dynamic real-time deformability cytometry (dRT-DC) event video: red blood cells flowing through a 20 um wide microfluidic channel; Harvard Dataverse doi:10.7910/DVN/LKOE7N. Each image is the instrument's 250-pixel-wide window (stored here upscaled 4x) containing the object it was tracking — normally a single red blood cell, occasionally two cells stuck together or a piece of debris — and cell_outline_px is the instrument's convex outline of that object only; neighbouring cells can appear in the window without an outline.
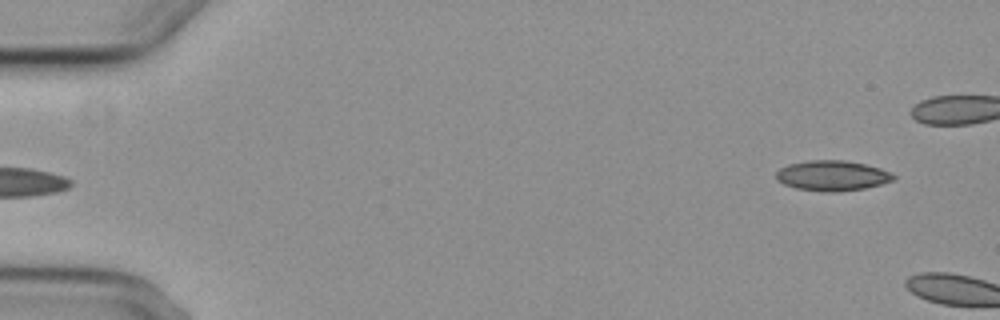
{"species": "common noctule bat (a hibernating species)", "species_latin": "Nyctalus noctula", "temperature_condition": "cold", "stored_images_in_passage": 4, "segment_of_instrument_passage": [2, 2], "camera_frame_rate_fps": 3000, "um_per_image_px": 0.085, "animal": {"sex": "female", "body_mass_g": 29.2, "forearm_length_mm": 56.3}, "frame": {"image": 1, "passage_image": 4, "time_ms": 5.0, "image_size_px": [1000, 320], "cell_outline_px": [[896, 180], [864, 188], [836, 192], [824, 192], [796, 188], [784, 184], [776, 180], [776, 172], [780, 168], [788, 164], [808, 160], [844, 160], [864, 164], [880, 168], [896, 176]], "centroid_in_image_um": [70.72, 14.93], "position_along_channel_um": 14.3, "area_um2": 20.69}}